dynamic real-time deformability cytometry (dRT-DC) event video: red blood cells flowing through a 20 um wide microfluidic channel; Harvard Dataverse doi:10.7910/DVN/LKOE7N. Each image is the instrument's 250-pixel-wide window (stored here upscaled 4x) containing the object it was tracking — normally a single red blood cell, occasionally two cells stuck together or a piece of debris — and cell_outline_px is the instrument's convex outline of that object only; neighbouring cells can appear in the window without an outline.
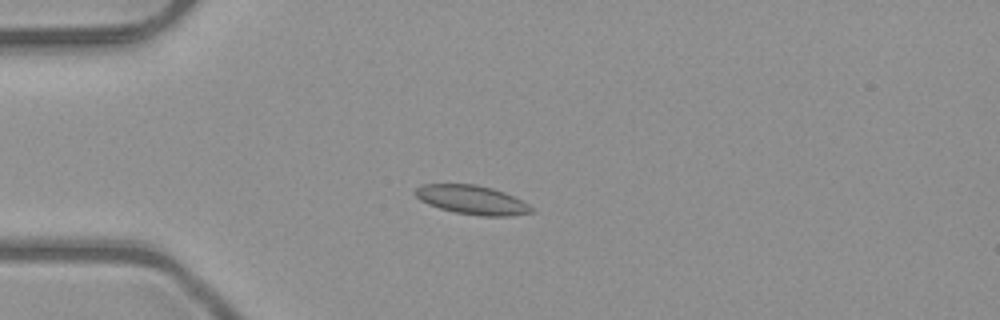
{"species": "common noctule bat (a hibernating species)", "species_latin": "Nyctalus noctula", "temperature_condition": "room temperature", "stored_images_in_passage": 39, "camera_frame_rate_fps": 3000, "um_per_image_px": 0.085, "animal": {"sex": "male", "body_mass_g": 23.1, "forearm_length_mm": 52.7}, "frame": {"image": 1, "passage_image": 1, "time_ms": 0.0, "image_size_px": [1000, 320], "cell_outline_px": [[536, 212], [512, 216], [480, 216], [456, 212], [440, 208], [428, 204], [420, 200], [412, 192], [420, 184], [476, 184], [492, 188], [504, 192], [528, 204]], "centroid_in_image_um": [40.11, 16.99], "position_along_channel_um": 44.9, "area_um2": 19.65}}
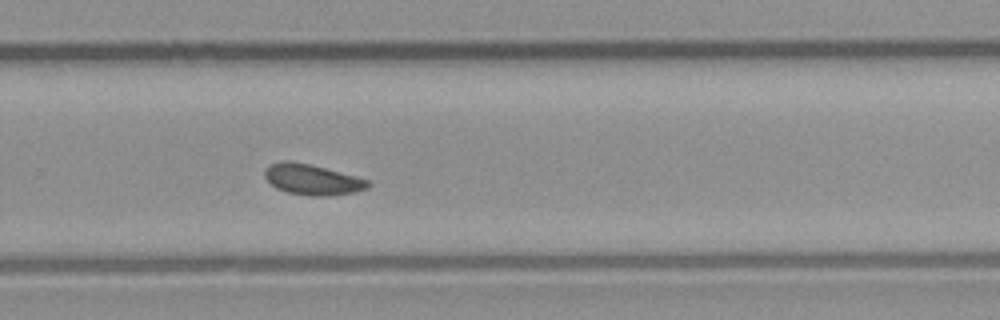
{"frame": {"image": 2, "passage_image": 22, "time_ms": 7.0, "image_size_px": [1000, 320], "cell_outline_px": [[372, 184], [368, 188], [356, 192], [324, 196], [312, 196], [288, 192], [276, 188], [264, 176], [264, 168], [280, 160], [292, 160], [372, 180]], "centroid_in_image_um": [26.57, 15.25], "position_along_channel_um": 303.2, "area_um2": 18.5}}
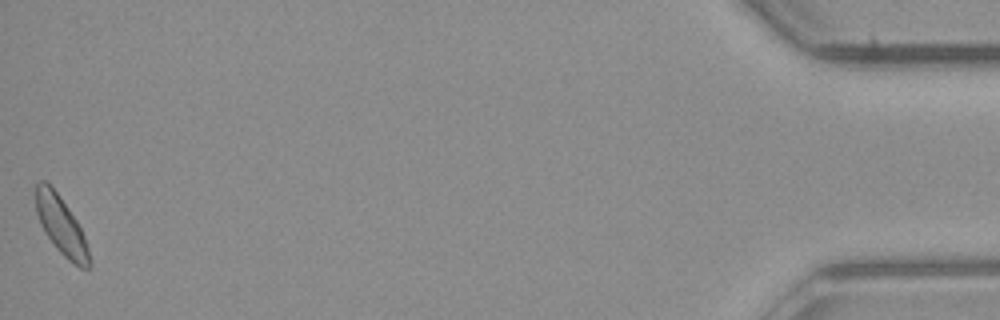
{"frame": {"image": 3, "passage_image": 39, "time_ms": 12.667, "image_size_px": [1000, 320], "cell_outline_px": [[92, 264], [88, 268], [80, 268], [68, 260], [56, 248], [44, 232], [40, 224], [36, 212], [36, 184], [40, 180], [44, 180], [56, 192], [68, 208], [76, 220], [84, 236], [88, 248]], "centroid_in_image_um": [5.2, 19.21], "position_along_channel_um": 430.0, "area_um2": 17.92}, "authors_computed_cell_mechanics": {"area_um2": 18.1492, "velocity_mm_per_s": 4.0001, "shape_relaxation_time_tau1_ms": 8.9083, "shape_relaxation_time_tau2_ms": null, "deformation_change_tau1": 0.1002, "deformation_change_tau2": null}}